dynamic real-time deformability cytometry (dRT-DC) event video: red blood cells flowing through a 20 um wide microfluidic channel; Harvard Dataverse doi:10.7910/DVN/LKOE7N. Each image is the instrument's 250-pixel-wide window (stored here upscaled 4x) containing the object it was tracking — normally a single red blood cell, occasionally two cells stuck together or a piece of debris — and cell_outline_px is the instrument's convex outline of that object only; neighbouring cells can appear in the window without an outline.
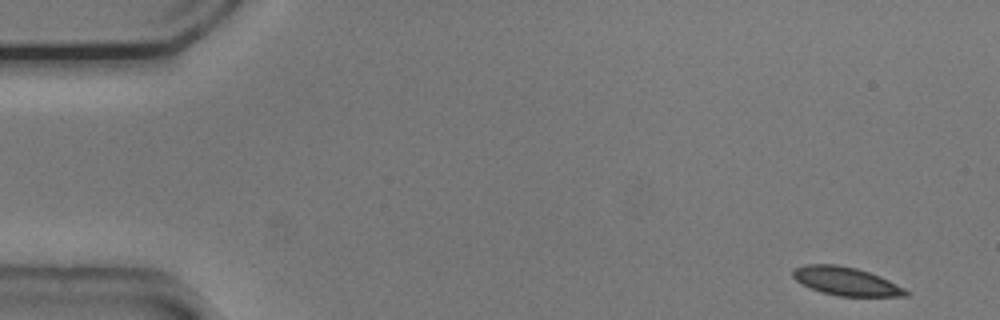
{"species": "common noctule bat (a hibernating species)", "species_latin": "Nyctalus noctula", "temperature_condition": "cold", "stored_images_in_passage": 52, "camera_frame_rate_fps": 3000, "um_per_image_px": 0.085, "animal": {"sex": "male", "body_mass_g": 20.5, "forearm_length_mm": 52.5}, "frame": {"image": 1, "passage_image": 1, "time_ms": 0.0, "image_size_px": [1000, 320], "cell_outline_px": [[908, 296], [836, 296], [820, 292], [796, 280], [792, 276], [792, 268], [808, 264], [836, 264], [856, 268], [880, 276], [904, 288], [908, 292]], "centroid_in_image_um": [71.88, 23.9], "position_along_channel_um": 13.1, "area_um2": 18.55}}
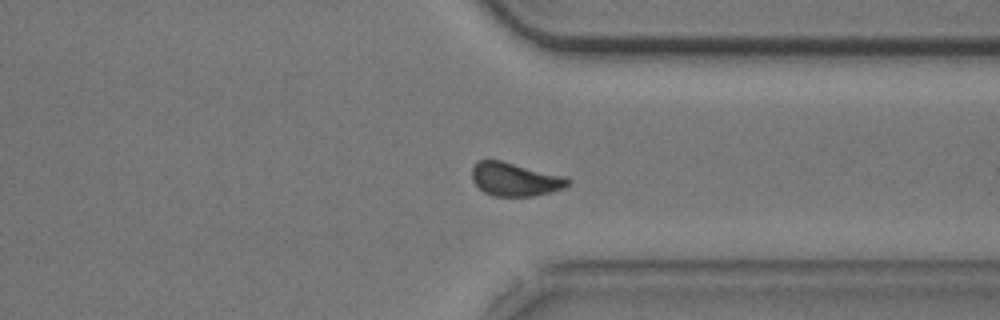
{"frame": {"image": 2, "passage_image": 39, "time_ms": 12.667, "image_size_px": [1000, 320], "cell_outline_px": [[572, 180], [564, 188], [552, 192], [532, 196], [492, 196], [484, 192], [472, 180], [472, 168], [476, 160], [500, 160], [564, 176]], "centroid_in_image_um": [43.76, 15.24], "position_along_channel_um": 367.6, "area_um2": 18.67}}
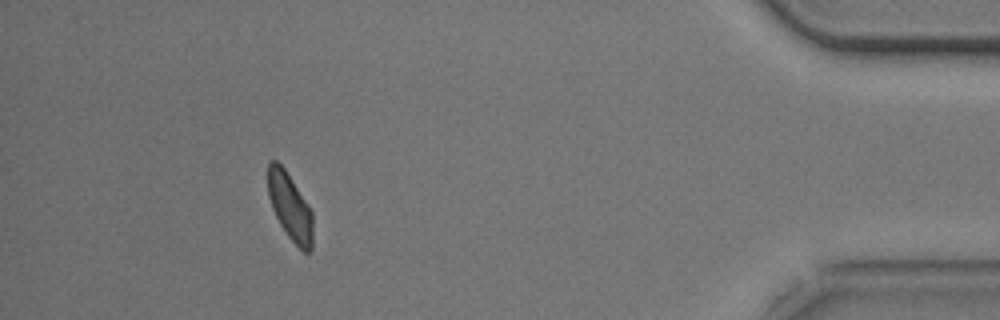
{"frame": {"image": 3, "passage_image": 47, "time_ms": 15.333, "image_size_px": [1000, 320], "cell_outline_px": [[312, 248], [308, 252], [304, 252], [288, 236], [280, 224], [272, 208], [268, 196], [268, 160], [276, 160], [284, 168], [312, 212]], "centroid_in_image_um": [24.63, 17.56], "position_along_channel_um": 410.6, "area_um2": 17.17}, "authors_computed_cell_mechanics": {"area_um2": 18.9584, "velocity_mm_per_s": 3.726, "shape_relaxation_time_tau1_ms": null, "shape_relaxation_time_tau2_ms": 2.7295, "deformation_change_tau1": null, "deformation_change_tau2": 0.0633}}